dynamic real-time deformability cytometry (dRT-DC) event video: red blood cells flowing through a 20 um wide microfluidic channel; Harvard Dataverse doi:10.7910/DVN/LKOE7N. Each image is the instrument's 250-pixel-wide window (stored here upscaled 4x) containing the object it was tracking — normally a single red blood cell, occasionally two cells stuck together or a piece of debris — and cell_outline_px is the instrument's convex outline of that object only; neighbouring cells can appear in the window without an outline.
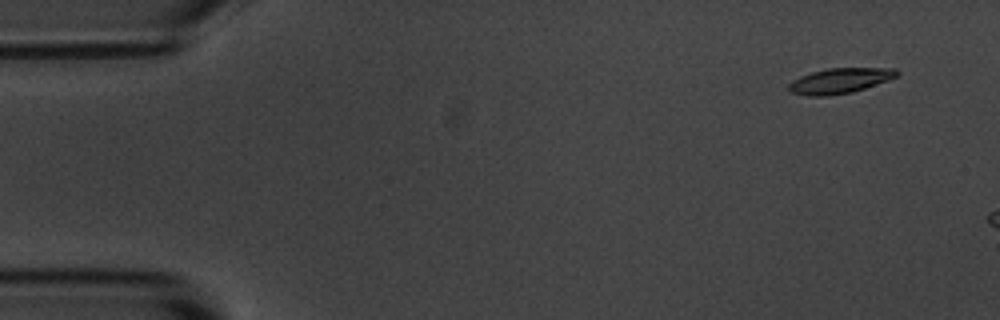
{"species": "common noctule bat (a hibernating species)", "species_latin": "Nyctalus noctula", "temperature_condition": "room temperature", "stored_images_in_passage": 3, "camera_frame_rate_fps": 3000, "um_per_image_px": 0.085, "animal": {"sex": "male", "body_mass_g": 20.1, "forearm_length_mm": 53.5}, "frame": {"image": 1, "passage_image": 1, "time_ms": 0.0, "image_size_px": [1000, 320], "cell_outline_px": [[900, 72], [896, 76], [888, 80], [852, 92], [828, 96], [808, 96], [792, 92], [788, 88], [788, 84], [792, 80], [800, 76], [812, 72], [828, 68], [896, 68]], "centroid_in_image_um": [71.37, 6.86], "position_along_channel_um": 13.6, "area_um2": 15.84}}